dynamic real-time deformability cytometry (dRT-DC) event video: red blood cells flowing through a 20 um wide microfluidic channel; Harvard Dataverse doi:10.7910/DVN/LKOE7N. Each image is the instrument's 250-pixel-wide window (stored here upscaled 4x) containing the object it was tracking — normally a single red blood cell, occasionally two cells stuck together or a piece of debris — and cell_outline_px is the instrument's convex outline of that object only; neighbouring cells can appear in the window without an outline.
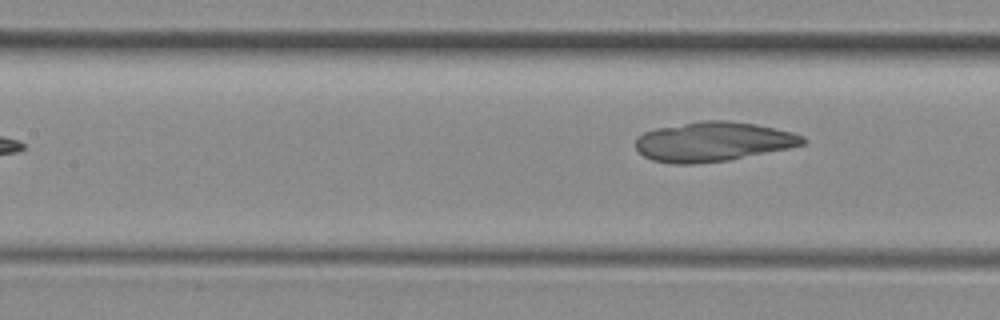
{"species": "common noctule bat (a hibernating species)", "species_latin": "Nyctalus noctula", "temperature_condition": "room temperature", "stored_images_in_passage": 7, "camera_frame_rate_fps": 3000, "um_per_image_px": 0.085, "animal": {"sex": "female", "body_mass_g": 29.2, "forearm_length_mm": 56.3}, "frame": {"image": 1, "passage_image": 7, "time_ms": 7.667, "image_size_px": [1000, 320], "cell_outline_px": [[808, 140], [804, 144], [788, 148], [728, 160], [696, 164], [672, 164], [652, 160], [644, 156], [636, 148], [636, 136], [644, 132], [656, 128], [700, 120], [728, 120], [756, 124], [792, 132], [804, 136]], "centroid_in_image_um": [60.59, 12.03], "position_along_channel_um": 146.8, "area_um2": 38.67}}